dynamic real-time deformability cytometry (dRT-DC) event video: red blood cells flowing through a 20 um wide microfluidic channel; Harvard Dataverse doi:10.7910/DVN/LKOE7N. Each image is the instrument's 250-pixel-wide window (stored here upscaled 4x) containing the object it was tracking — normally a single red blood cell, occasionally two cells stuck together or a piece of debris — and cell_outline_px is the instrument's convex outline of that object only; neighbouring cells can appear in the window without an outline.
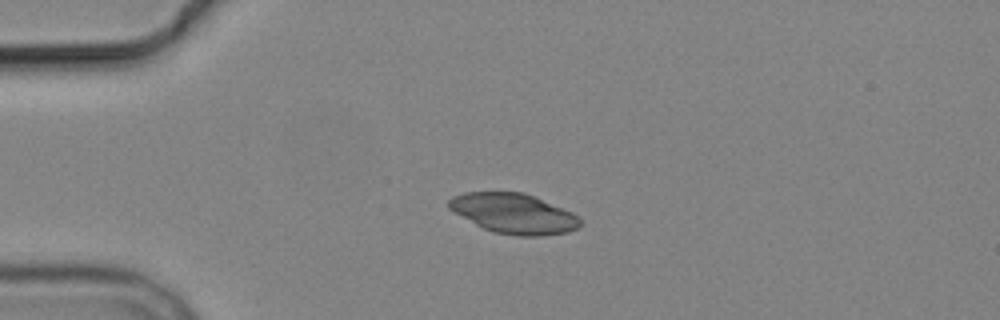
{"species": "common noctule bat (a hibernating species)", "species_latin": "Nyctalus noctula", "temperature_condition": "cold", "stored_images_in_passage": 4, "camera_frame_rate_fps": 3000, "um_per_image_px": 0.085, "animal": {"sex": "male", "body_mass_g": 19.2, "forearm_length_mm": 51.8}, "frame": {"image": 1, "passage_image": 3, "time_ms": 2.333, "image_size_px": [1000, 320], "cell_outline_px": [[580, 224], [576, 228], [568, 232], [544, 236], [520, 236], [496, 232], [484, 228], [476, 224], [448, 208], [448, 200], [452, 196], [464, 192], [524, 192], [572, 212], [580, 220]], "centroid_in_image_um": [43.66, 18.14], "position_along_channel_um": 41.3, "area_um2": 30.29}}